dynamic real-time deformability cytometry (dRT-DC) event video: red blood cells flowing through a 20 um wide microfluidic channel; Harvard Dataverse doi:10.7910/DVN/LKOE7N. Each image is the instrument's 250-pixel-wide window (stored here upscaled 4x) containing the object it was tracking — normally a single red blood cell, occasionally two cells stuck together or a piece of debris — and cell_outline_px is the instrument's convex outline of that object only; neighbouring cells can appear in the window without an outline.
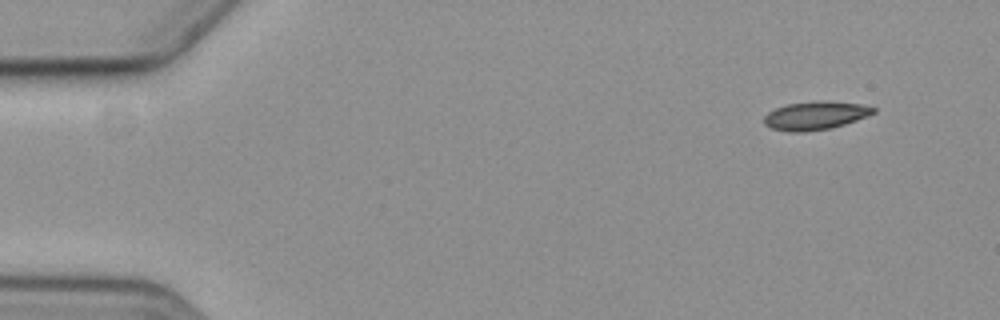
{"species": "common noctule bat (a hibernating species)", "species_latin": "Nyctalus noctula", "temperature_condition": "cold", "stored_images_in_passage": 8, "camera_frame_rate_fps": 3000, "um_per_image_px": 0.085, "animal": {"sex": "female", "body_mass_g": 19.3, "forearm_length_mm": 54.1}, "frame": {"image": 1, "passage_image": 1, "time_ms": 0.0, "image_size_px": [1000, 320], "cell_outline_px": [[876, 112], [868, 116], [832, 128], [804, 132], [788, 132], [772, 128], [764, 124], [764, 116], [768, 112], [776, 108], [788, 104], [820, 100], [824, 100], [860, 104], [876, 108]], "centroid_in_image_um": [69.31, 9.82], "position_along_channel_um": 15.7, "area_um2": 18.09}}
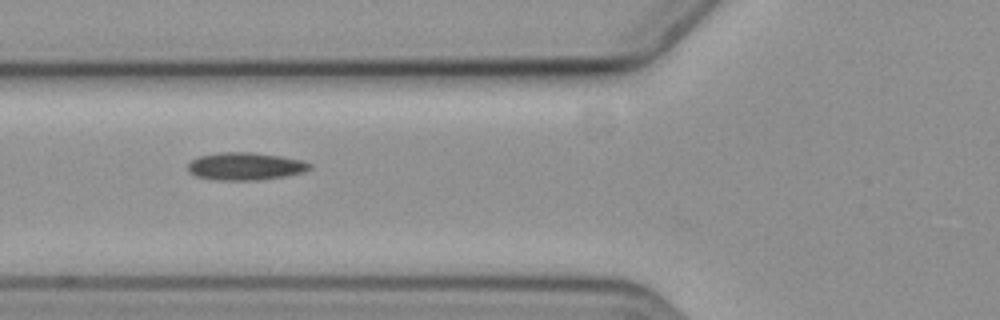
{"frame": {"image": 2, "passage_image": 5, "time_ms": 5.667, "image_size_px": [1000, 320], "cell_outline_px": [[312, 168], [304, 172], [288, 176], [260, 180], [216, 180], [196, 176], [188, 172], [188, 164], [192, 160], [200, 156], [220, 152], [252, 152], [280, 156], [304, 160], [312, 164]], "centroid_in_image_um": [20.9, 14.14], "position_along_channel_um": 104.9, "area_um2": 19.83}}
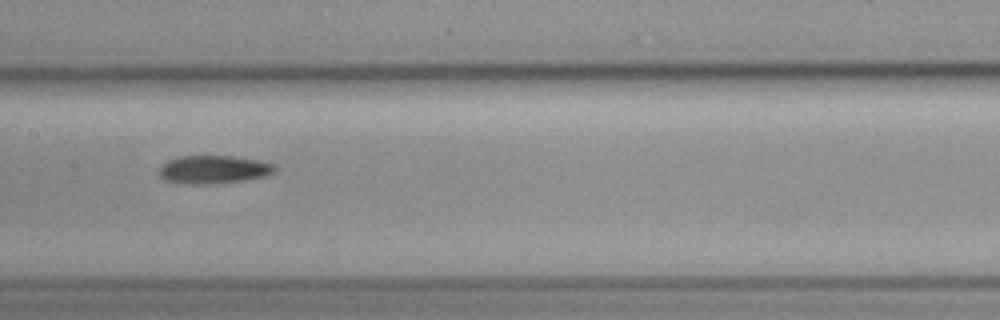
{"frame": {"image": 3, "passage_image": 7, "time_ms": 8.0, "image_size_px": [1000, 320], "cell_outline_px": [[276, 172], [264, 176], [244, 180], [204, 184], [184, 184], [164, 180], [156, 172], [168, 160], [180, 156], [236, 156], [276, 164]], "centroid_in_image_um": [18.14, 14.41], "position_along_channel_um": 189.3, "area_um2": 19.02}}